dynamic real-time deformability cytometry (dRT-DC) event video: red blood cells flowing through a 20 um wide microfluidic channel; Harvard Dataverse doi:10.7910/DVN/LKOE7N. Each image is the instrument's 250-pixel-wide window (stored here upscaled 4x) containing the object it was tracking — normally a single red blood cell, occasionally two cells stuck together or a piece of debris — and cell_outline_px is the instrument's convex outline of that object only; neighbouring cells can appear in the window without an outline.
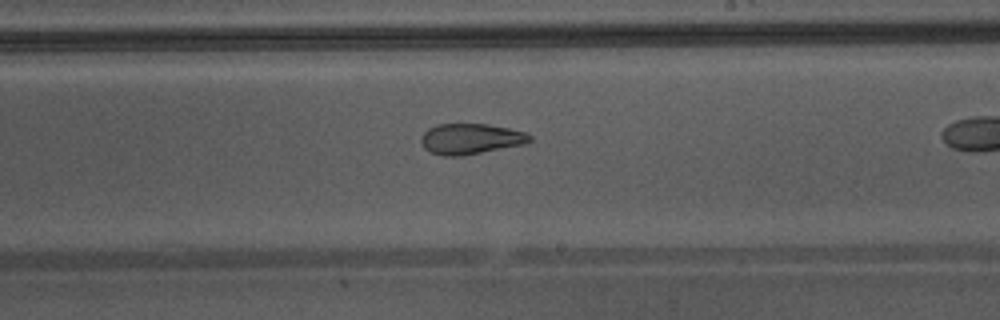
{"species": "Egyptian fruit bat (a non-hibernating species)", "species_latin": "Rousettus aegyptiacus", "temperature_condition": "warm", "stored_images_in_passage": 33, "camera_frame_rate_fps": 3000, "um_per_image_px": 0.085, "animal": {"sex": "male"}, "frame": {"image": 1, "passage_image": 24, "time_ms": 7.667, "image_size_px": [1000, 320], "cell_outline_px": [[532, 140], [524, 144], [460, 156], [444, 156], [432, 152], [424, 148], [420, 140], [420, 136], [428, 128], [440, 124], [488, 124], [508, 128], [524, 132], [532, 136]], "centroid_in_image_um": [39.98, 11.8], "position_along_channel_um": 249.0, "area_um2": 19.25}}